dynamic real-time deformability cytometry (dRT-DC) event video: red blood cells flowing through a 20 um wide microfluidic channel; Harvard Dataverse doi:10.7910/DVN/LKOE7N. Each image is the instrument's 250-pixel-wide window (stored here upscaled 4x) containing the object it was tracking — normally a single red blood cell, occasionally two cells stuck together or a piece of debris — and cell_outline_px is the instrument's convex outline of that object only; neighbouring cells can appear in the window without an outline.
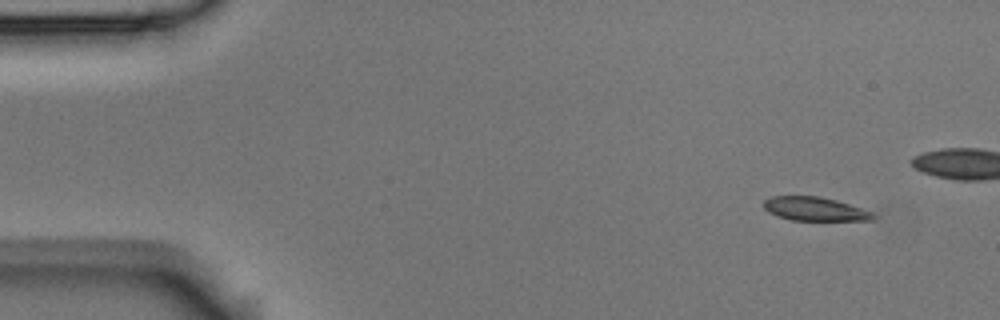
{"species": "Egyptian fruit bat (a non-hibernating species)", "species_latin": "Rousettus aegyptiacus", "temperature_condition": "room temperature", "stored_images_in_passage": 5, "camera_frame_rate_fps": 3000, "um_per_image_px": 0.085, "animal": {"sex": "male"}, "frame": {"image": 1, "passage_image": 1, "time_ms": 0.0, "image_size_px": [1000, 320], "cell_outline_px": [[876, 216], [872, 220], [792, 220], [776, 216], [768, 212], [764, 208], [764, 200], [772, 196], [820, 196], [836, 200], [872, 212]], "centroid_in_image_um": [69.22, 17.76], "position_along_channel_um": 15.8, "area_um2": 15.03}}
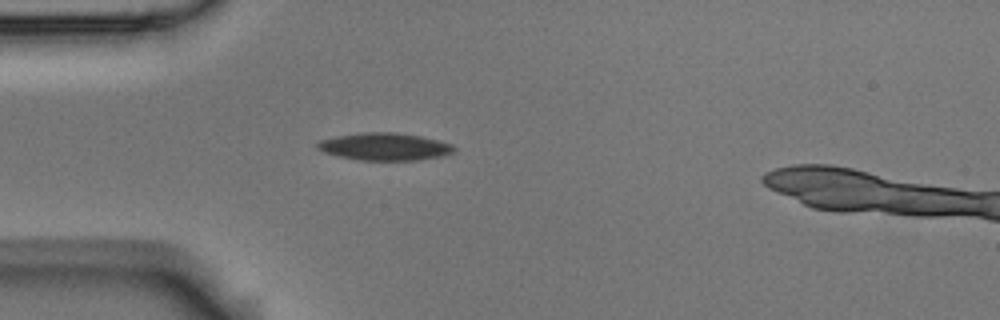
{"frame": {"image": 2, "passage_image": 5, "time_ms": 1.333, "image_size_px": [1000, 320], "cell_outline_px": [[456, 148], [452, 152], [444, 156], [416, 160], [360, 160], [340, 156], [324, 152], [316, 148], [316, 144], [320, 140], [340, 136], [364, 132], [396, 132], [420, 136], [440, 140], [452, 144]], "centroid_in_image_um": [32.74, 12.46], "position_along_channel_um": 52.3, "area_um2": 21.73}}